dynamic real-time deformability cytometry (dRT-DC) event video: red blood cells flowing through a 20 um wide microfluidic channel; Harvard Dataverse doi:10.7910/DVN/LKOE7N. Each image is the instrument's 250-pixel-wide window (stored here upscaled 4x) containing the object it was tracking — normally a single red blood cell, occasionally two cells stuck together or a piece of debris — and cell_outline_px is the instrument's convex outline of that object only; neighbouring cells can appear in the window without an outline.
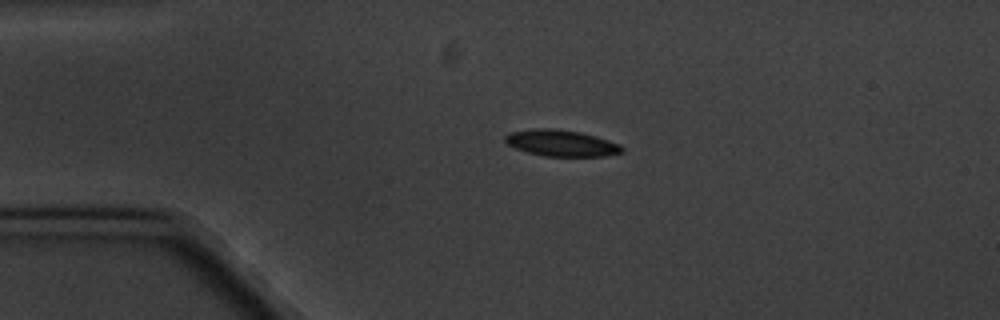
{"species": "common noctule bat (a hibernating species)", "species_latin": "Nyctalus noctula", "temperature_condition": "cold", "stored_images_in_passage": 9, "camera_frame_rate_fps": 3000, "um_per_image_px": 0.085, "animal": {"sex": "male", "body_mass_g": 20.1, "forearm_length_mm": 53.5}, "frame": {"image": 1, "passage_image": 2, "time_ms": 1.333, "image_size_px": [1000, 320], "cell_outline_px": [[624, 152], [604, 156], [544, 156], [528, 152], [516, 148], [508, 144], [504, 140], [504, 136], [508, 132], [532, 128], [552, 128], [580, 132], [596, 136], [620, 144], [624, 148]], "centroid_in_image_um": [47.7, 12.15], "position_along_channel_um": 37.3, "area_um2": 18.03}}
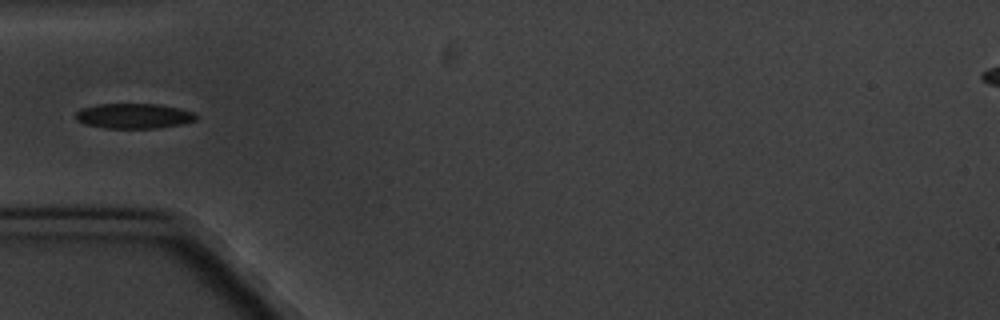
{"frame": {"image": 2, "passage_image": 4, "time_ms": 3.333, "image_size_px": [1000, 320], "cell_outline_px": [[196, 120], [184, 124], [160, 128], [104, 128], [84, 124], [76, 120], [76, 112], [80, 108], [96, 104], [160, 104], [180, 108], [192, 112], [196, 116]], "centroid_in_image_um": [11.36, 9.86], "position_along_channel_um": 73.6, "area_um2": 17.8}}
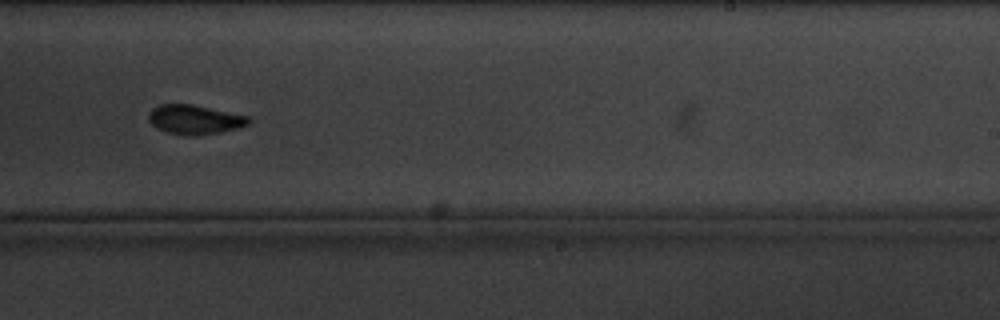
{"frame": {"image": 3, "passage_image": 9, "time_ms": 9.333, "image_size_px": [1000, 320], "cell_outline_px": [[252, 120], [248, 124], [236, 128], [220, 132], [196, 136], [184, 136], [168, 132], [152, 124], [148, 120], [148, 112], [152, 108], [160, 104], [192, 104], [248, 116]], "centroid_in_image_um": [16.53, 10.16], "position_along_channel_um": 272.5, "area_um2": 17.05}}